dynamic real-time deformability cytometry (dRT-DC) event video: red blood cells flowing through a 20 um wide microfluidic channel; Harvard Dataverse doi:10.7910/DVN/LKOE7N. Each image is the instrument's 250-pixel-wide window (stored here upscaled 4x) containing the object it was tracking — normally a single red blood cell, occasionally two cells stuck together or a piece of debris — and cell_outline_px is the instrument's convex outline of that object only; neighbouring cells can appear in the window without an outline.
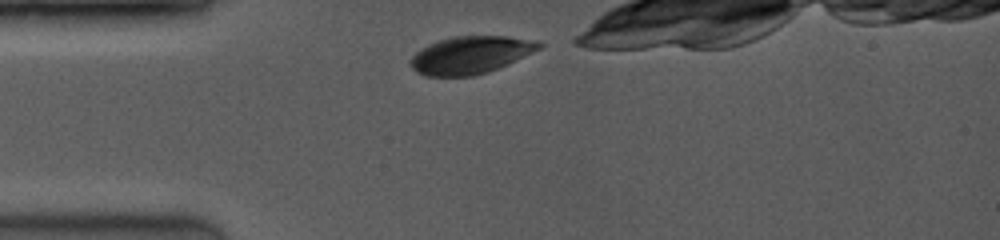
{"species": "common noctule bat (a hibernating species)", "species_latin": "Nyctalus noctula", "temperature_condition": "room temperature", "stored_images_in_passage": 17, "camera_frame_rate_fps": 3500, "um_per_image_px": 0.085, "animal": {"sex": "female", "body_mass_g": 19.0, "forearm_length_mm": 53.3}, "frame": {"image": 1, "passage_image": 1, "time_ms": 0.0, "image_size_px": [1000, 240], "cell_outline_px": [[544, 44], [540, 48], [508, 64], [488, 72], [472, 76], [424, 76], [416, 72], [408, 64], [408, 60], [420, 48], [436, 40], [452, 36], [508, 36]], "centroid_in_image_um": [39.89, 4.68], "position_along_channel_um": 45.1, "area_um2": 28.09}}
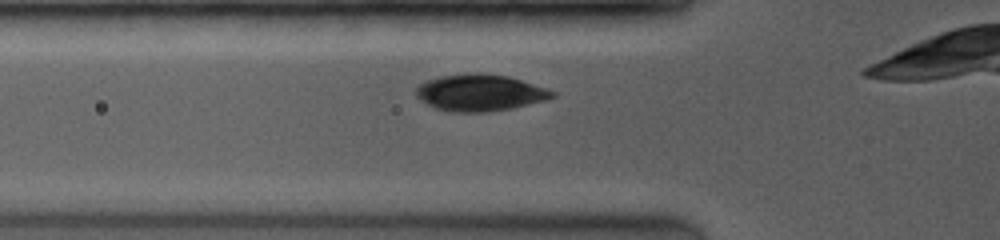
{"frame": {"image": 2, "passage_image": 6, "time_ms": 1.429, "image_size_px": [1000, 240], "cell_outline_px": [[556, 96], [544, 100], [512, 108], [488, 112], [452, 112], [436, 108], [428, 104], [416, 96], [416, 88], [420, 84], [428, 80], [440, 76], [464, 72], [480, 72], [508, 76], [548, 88], [556, 92]], "centroid_in_image_um": [40.81, 7.86], "position_along_channel_um": 85.0, "area_um2": 29.25}}
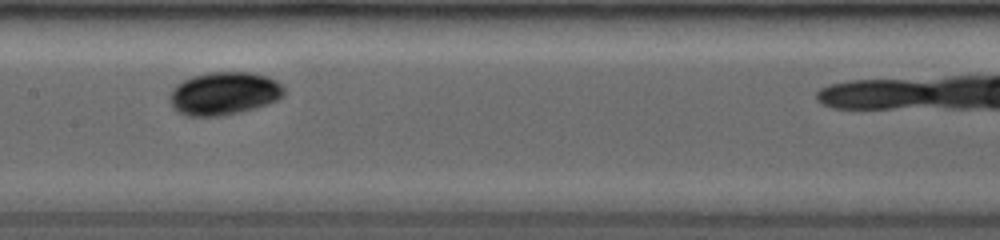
{"frame": {"image": 3, "passage_image": 15, "time_ms": 4.0, "image_size_px": [1000, 240], "cell_outline_px": [[284, 96], [276, 100], [240, 112], [220, 116], [188, 116], [176, 112], [172, 108], [168, 100], [172, 88], [176, 84], [192, 76], [208, 72], [252, 72], [268, 76], [276, 80], [284, 88]], "centroid_in_image_um": [18.99, 7.94], "position_along_channel_um": 188.4, "area_um2": 28.78}}